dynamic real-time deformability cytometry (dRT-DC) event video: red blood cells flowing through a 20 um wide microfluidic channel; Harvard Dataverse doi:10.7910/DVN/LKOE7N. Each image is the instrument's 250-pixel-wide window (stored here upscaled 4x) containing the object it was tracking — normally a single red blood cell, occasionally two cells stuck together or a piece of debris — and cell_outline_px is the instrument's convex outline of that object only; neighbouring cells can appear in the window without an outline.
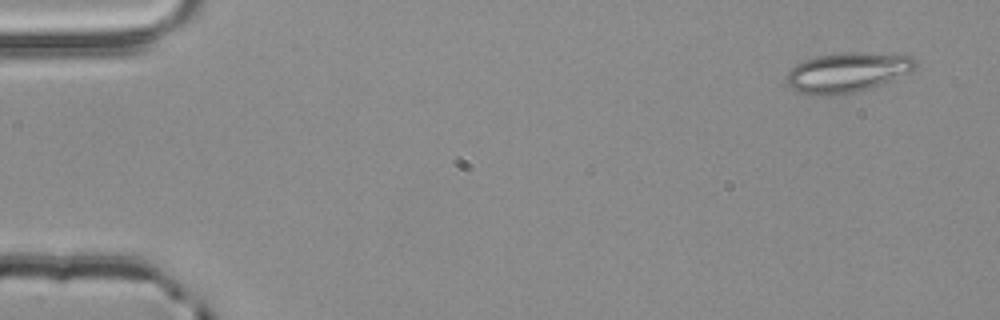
{"species": "common noctule bat (a hibernating species)", "species_latin": "Nyctalus noctula", "temperature_condition": "room temperature", "stored_images_in_passage": 3, "camera_frame_rate_fps": 3000, "um_per_image_px": 0.085, "animal": {"sex": "male", "body_mass_g": 20.4}, "frame": {"image": 1, "passage_image": 1, "time_ms": 0.0, "image_size_px": [1000, 320], "cell_outline_px": [[916, 68], [884, 84], [872, 88], [856, 92], [832, 96], [812, 96], [800, 92], [792, 88], [784, 80], [784, 76], [796, 64], [804, 60], [816, 56], [840, 52], [872, 52], [912, 56], [916, 60]], "centroid_in_image_um": [72.0, 6.16], "position_along_channel_um": 13.0, "area_um2": 30.46}}